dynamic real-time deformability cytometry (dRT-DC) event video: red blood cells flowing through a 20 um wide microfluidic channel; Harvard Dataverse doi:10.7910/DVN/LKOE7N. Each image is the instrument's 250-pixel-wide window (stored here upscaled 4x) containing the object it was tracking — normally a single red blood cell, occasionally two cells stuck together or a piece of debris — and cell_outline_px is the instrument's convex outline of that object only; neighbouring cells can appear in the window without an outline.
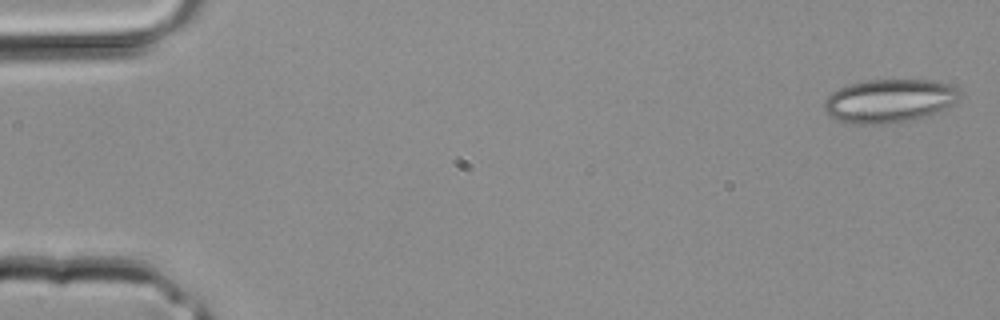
{"species": "common noctule bat (a hibernating species)", "species_latin": "Nyctalus noctula", "temperature_condition": "room temperature", "stored_images_in_passage": 3, "camera_frame_rate_fps": 3000, "um_per_image_px": 0.085, "animal": {"sex": "male", "body_mass_g": 20.4}, "frame": {"image": 1, "passage_image": 1, "time_ms": 0.0, "image_size_px": [1000, 320], "cell_outline_px": [[960, 96], [952, 104], [936, 112], [924, 116], [908, 120], [880, 124], [856, 124], [836, 120], [828, 116], [824, 108], [824, 100], [832, 92], [840, 88], [852, 84], [868, 80], [936, 80], [948, 84], [956, 88], [960, 92]], "centroid_in_image_um": [75.55, 8.57], "position_along_channel_um": 9.4, "area_um2": 33.99}}